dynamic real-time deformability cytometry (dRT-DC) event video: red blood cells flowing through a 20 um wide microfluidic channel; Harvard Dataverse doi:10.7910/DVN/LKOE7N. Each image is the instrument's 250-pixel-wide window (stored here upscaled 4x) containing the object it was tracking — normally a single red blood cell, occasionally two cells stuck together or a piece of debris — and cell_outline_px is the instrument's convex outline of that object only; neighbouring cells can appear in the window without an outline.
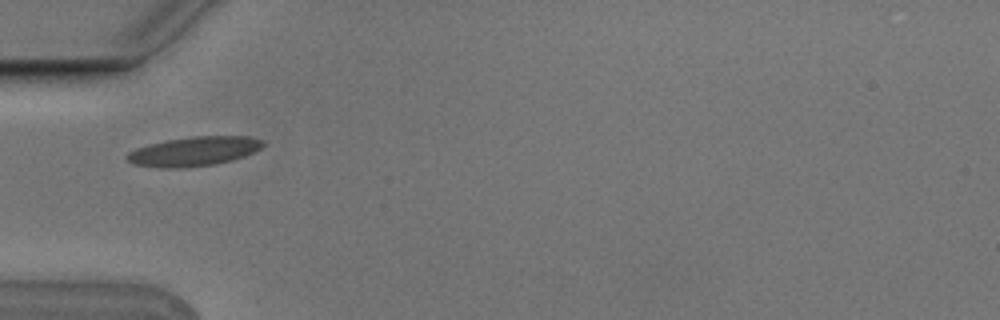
{"species": "Egyptian fruit bat (a non-hibernating species)", "species_latin": "Rousettus aegyptiacus", "temperature_condition": "cold", "stored_images_in_passage": 3, "camera_frame_rate_fps": 3000, "um_per_image_px": 0.085, "animal": {"sex": "male"}, "frame": {"image": 1, "passage_image": 1, "time_ms": 0.0, "image_size_px": [1000, 320], "cell_outline_px": [[264, 144], [260, 148], [244, 156], [232, 160], [212, 164], [180, 168], [160, 168], [132, 164], [124, 156], [128, 152], [136, 148], [148, 144], [168, 140], [192, 136], [248, 136], [264, 140]], "centroid_in_image_um": [16.45, 12.86], "position_along_channel_um": 68.6, "area_um2": 23.18}}
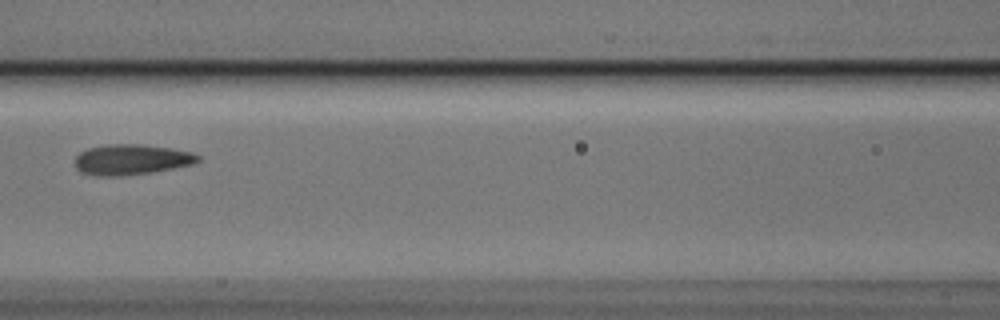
{"frame": {"image": 2, "passage_image": 3, "time_ms": 0.667, "image_size_px": [1000, 320], "cell_outline_px": [[200, 160], [192, 164], [152, 172], [108, 176], [100, 176], [84, 172], [76, 168], [76, 156], [80, 152], [88, 148], [108, 144], [144, 144], [172, 148], [192, 152], [200, 156]], "centroid_in_image_um": [11.2, 13.54], "position_along_channel_um": 155.4, "area_um2": 21.56}}